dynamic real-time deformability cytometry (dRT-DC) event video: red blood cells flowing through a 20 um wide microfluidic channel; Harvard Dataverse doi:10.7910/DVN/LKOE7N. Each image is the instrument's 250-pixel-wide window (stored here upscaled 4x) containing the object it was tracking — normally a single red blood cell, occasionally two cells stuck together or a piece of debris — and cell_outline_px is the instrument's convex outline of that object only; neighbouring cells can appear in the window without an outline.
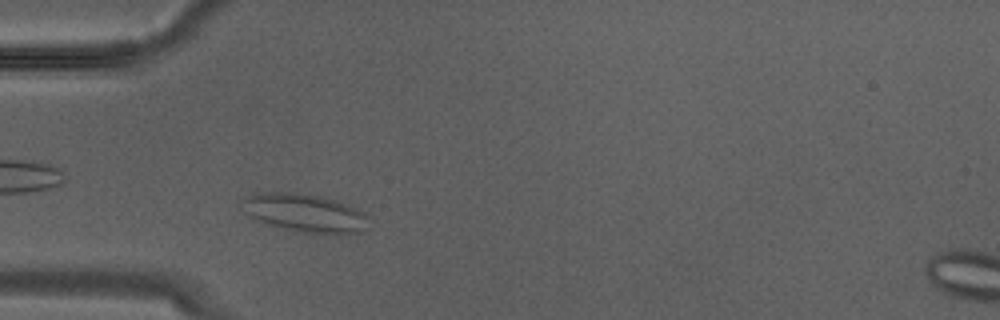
{"species": "Egyptian fruit bat (a non-hibernating species)", "species_latin": "Rousettus aegyptiacus", "temperature_condition": "warm", "stored_images_in_passage": 24, "camera_frame_rate_fps": 3000, "um_per_image_px": 0.085, "animal": {"sex": "male"}, "frame": {"image": 1, "passage_image": 4, "time_ms": 1.0, "image_size_px": [1000, 320], "cell_outline_px": [[368, 216], [360, 232], [340, 236], [324, 236], [296, 232], [276, 228], [264, 224], [244, 212], [240, 200], [244, 196], [264, 192], [292, 192], [320, 196], [336, 200], [368, 212]], "centroid_in_image_um": [25.9, 18.14], "position_along_channel_um": 59.1, "area_um2": 29.3}}
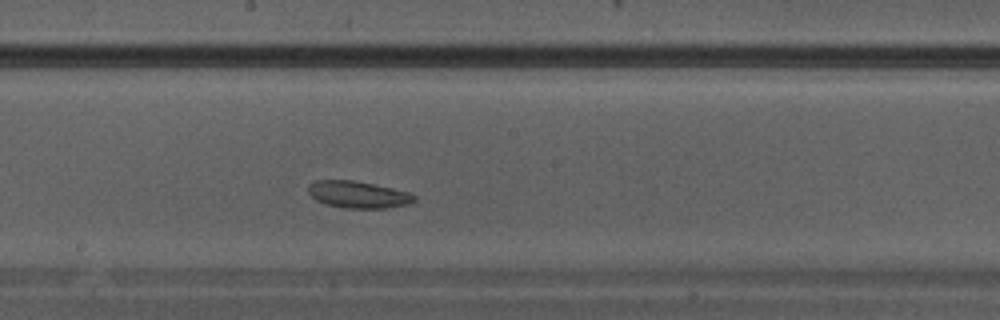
{"frame": {"image": 2, "passage_image": 11, "time_ms": 3.333, "image_size_px": [1000, 320], "cell_outline_px": [[416, 200], [408, 204], [388, 208], [344, 208], [324, 204], [316, 200], [308, 192], [308, 184], [316, 180], [352, 180], [392, 188], [408, 192], [416, 196]], "centroid_in_image_um": [30.42, 16.54], "position_along_channel_um": 217.8, "area_um2": 16.65}}